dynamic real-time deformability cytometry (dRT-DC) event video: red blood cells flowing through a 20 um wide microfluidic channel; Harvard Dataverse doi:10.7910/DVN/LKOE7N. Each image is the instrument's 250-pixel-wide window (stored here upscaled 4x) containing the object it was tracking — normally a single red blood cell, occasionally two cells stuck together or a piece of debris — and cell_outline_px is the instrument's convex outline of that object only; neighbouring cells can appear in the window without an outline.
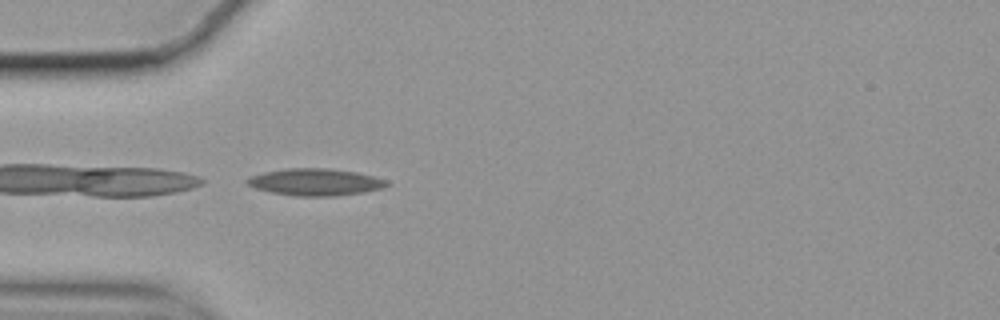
{"species": "common noctule bat (a hibernating species)", "species_latin": "Nyctalus noctula", "temperature_condition": "cold", "stored_images_in_passage": 39, "camera_frame_rate_fps": 3000, "um_per_image_px": 0.085, "animal": {"sex": "female", "body_mass_g": 19.9}, "frame": {"image": 1, "passage_image": 1, "time_ms": 0.0, "image_size_px": [1000, 320], "cell_outline_px": [[392, 184], [384, 188], [364, 192], [336, 196], [296, 196], [272, 192], [256, 188], [248, 184], [244, 180], [248, 176], [264, 172], [288, 168], [324, 168], [356, 172], [388, 180]], "centroid_in_image_um": [26.83, 15.48], "position_along_channel_um": 58.2, "area_um2": 22.02}, "authors_computed_cell_mechanics": {"area_um2": 19.5942, "velocity_mm_per_s": 3.5069, "shape_relaxation_time_tau1_ms": 4.0835, "shape_relaxation_time_tau2_ms": 3.7969, "deformation_change_tau1": 0.1211, "deformation_change_tau2": 0.132}}